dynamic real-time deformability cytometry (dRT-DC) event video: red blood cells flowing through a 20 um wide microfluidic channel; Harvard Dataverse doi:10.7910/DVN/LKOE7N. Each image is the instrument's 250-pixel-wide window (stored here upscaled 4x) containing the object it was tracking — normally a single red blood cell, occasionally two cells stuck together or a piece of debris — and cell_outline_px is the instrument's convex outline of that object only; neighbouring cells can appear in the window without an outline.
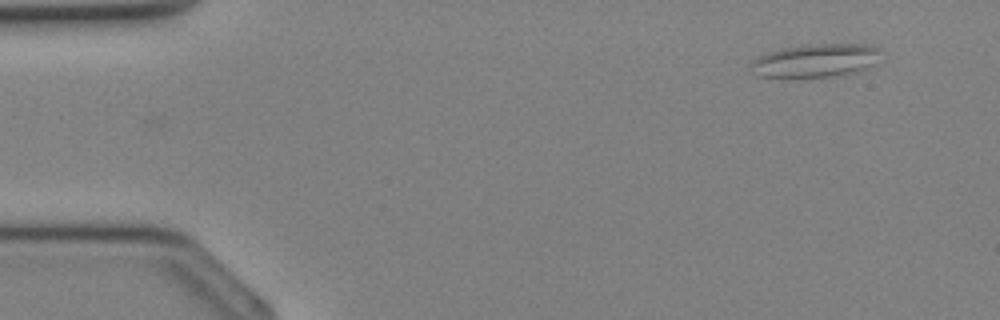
{"species": "Egyptian fruit bat (a non-hibernating species)", "species_latin": "Rousettus aegyptiacus", "temperature_condition": "cold", "stored_images_in_passage": 3, "camera_frame_rate_fps": 3000, "um_per_image_px": 0.085, "animal": {"sex": "female"}, "frame": {"image": 1, "passage_image": 3, "time_ms": 0.667, "image_size_px": [1000, 320], "cell_outline_px": [[880, 52], [868, 68], [860, 72], [828, 76], [756, 76], [748, 68], [752, 60], [768, 52], [784, 48], [804, 44], [868, 44], [880, 48]], "centroid_in_image_um": [69.3, 5.13], "position_along_channel_um": 15.7, "area_um2": 24.97}}